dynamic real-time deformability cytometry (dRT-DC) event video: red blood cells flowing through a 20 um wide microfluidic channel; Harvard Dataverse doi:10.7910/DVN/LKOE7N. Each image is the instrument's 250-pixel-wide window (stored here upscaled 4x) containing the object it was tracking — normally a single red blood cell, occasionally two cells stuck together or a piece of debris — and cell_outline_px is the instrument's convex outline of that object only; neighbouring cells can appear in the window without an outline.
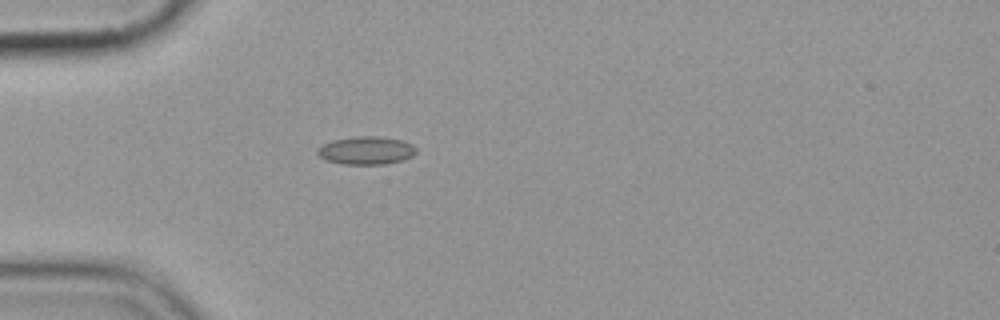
{"species": "common noctule bat (a hibernating species)", "species_latin": "Nyctalus noctula", "temperature_condition": "cold", "stored_images_in_passage": 1, "camera_frame_rate_fps": 3000, "um_per_image_px": 0.085, "animal": {"sex": "female", "body_mass_g": 19.9}, "frame": {"image": 1, "passage_image": 1, "time_ms": 0.0, "image_size_px": [1000, 320], "cell_outline_px": [[416, 152], [412, 156], [404, 160], [384, 164], [344, 164], [324, 160], [316, 152], [324, 144], [332, 140], [356, 136], [380, 136], [404, 140], [412, 144], [416, 148]], "centroid_in_image_um": [31.16, 12.78], "position_along_channel_um": 53.8, "area_um2": 16.18}}